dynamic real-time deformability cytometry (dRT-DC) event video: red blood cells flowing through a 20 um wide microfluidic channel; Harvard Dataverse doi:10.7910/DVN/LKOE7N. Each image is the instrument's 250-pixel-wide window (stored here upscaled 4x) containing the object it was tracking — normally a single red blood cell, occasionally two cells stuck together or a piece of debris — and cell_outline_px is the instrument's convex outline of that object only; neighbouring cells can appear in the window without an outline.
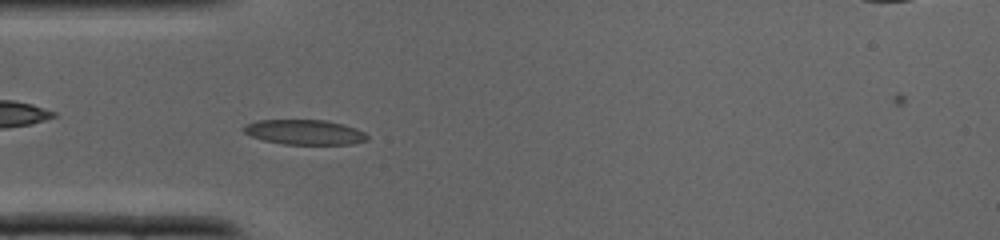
{"species": "common noctule bat (a hibernating species)", "species_latin": "Nyctalus noctula", "temperature_condition": "cold", "stored_images_in_passage": 30, "camera_frame_rate_fps": 3000, "um_per_image_px": 0.085, "animal": {"sex": "male", "body_mass_g": 19.0, "forearm_length_mm": 50.8}, "frame": {"image": 1, "passage_image": 3, "time_ms": 0.667, "image_size_px": [1000, 240], "cell_outline_px": [[368, 140], [352, 144], [284, 144], [264, 140], [252, 136], [244, 132], [244, 128], [248, 124], [256, 120], [328, 120], [344, 124], [356, 128], [364, 132], [368, 136]], "centroid_in_image_um": [25.95, 11.23], "position_along_channel_um": 59.1, "area_um2": 17.86}}
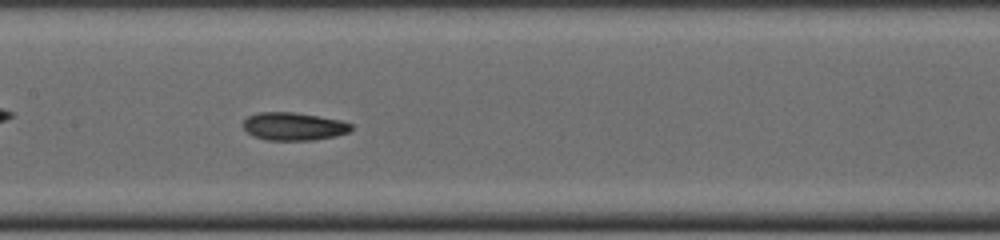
{"frame": {"image": 2, "passage_image": 10, "time_ms": 3.0, "image_size_px": [1000, 240], "cell_outline_px": [[352, 128], [348, 132], [336, 136], [312, 140], [268, 140], [252, 136], [244, 128], [244, 120], [248, 116], [260, 112], [292, 112], [340, 120], [352, 124]], "centroid_in_image_um": [24.95, 10.75], "position_along_channel_um": 182.4, "area_um2": 17.4}}
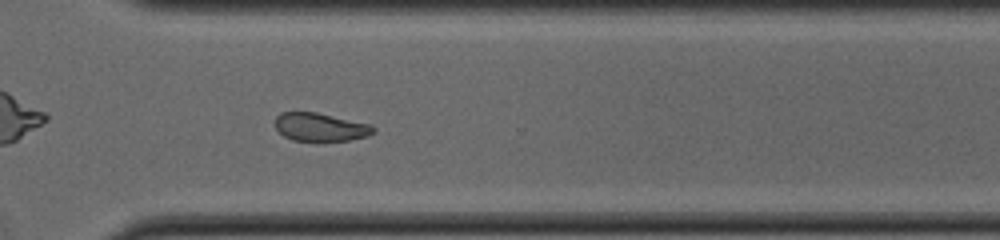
{"frame": {"image": 3, "passage_image": 19, "time_ms": 6.0, "image_size_px": [1000, 240], "cell_outline_px": [[376, 132], [368, 136], [348, 140], [320, 144], [292, 140], [284, 136], [276, 128], [276, 116], [280, 112], [316, 112], [372, 124], [376, 128]], "centroid_in_image_um": [27.27, 10.84], "position_along_channel_um": 343.3, "area_um2": 16.94}}